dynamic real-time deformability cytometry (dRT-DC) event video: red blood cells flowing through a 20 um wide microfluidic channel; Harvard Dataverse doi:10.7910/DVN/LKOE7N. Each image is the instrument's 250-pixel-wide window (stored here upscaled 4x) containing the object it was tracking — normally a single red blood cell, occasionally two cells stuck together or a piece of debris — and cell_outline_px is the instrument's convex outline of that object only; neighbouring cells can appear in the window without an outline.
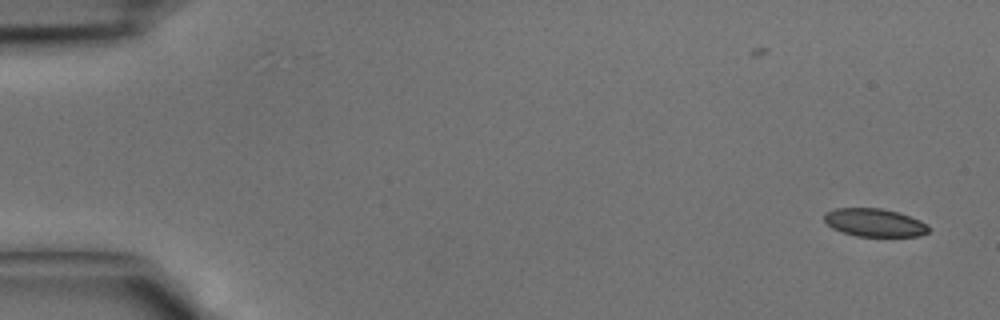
{"species": "common noctule bat (a hibernating species)", "species_latin": "Nyctalus noctula", "temperature_condition": "cold", "stored_images_in_passage": 42, "camera_frame_rate_fps": 3000, "um_per_image_px": 0.085, "animal": {"sex": "male", "body_mass_g": 15.6}, "frame": {"image": 1, "passage_image": 1, "time_ms": 0.0, "image_size_px": [1000, 320], "cell_outline_px": [[928, 232], [920, 236], [856, 236], [840, 232], [832, 228], [824, 220], [824, 212], [836, 208], [880, 208], [900, 212], [920, 220], [928, 224]], "centroid_in_image_um": [74.32, 18.91], "position_along_channel_um": 10.7, "area_um2": 17.22}}
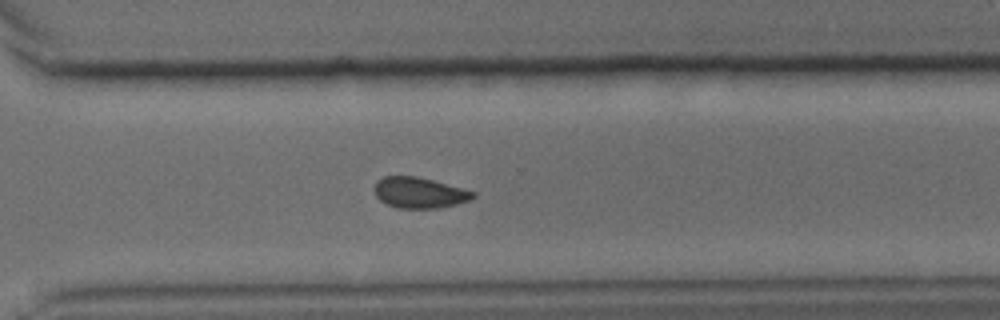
{"frame": {"image": 2, "passage_image": 30, "time_ms": 9.667, "image_size_px": [1000, 320], "cell_outline_px": [[476, 196], [468, 200], [456, 204], [436, 208], [396, 208], [380, 200], [376, 196], [372, 188], [376, 180], [384, 176], [416, 176], [432, 180], [476, 192]], "centroid_in_image_um": [35.59, 16.37], "position_along_channel_um": 335.0, "area_um2": 17.69}}
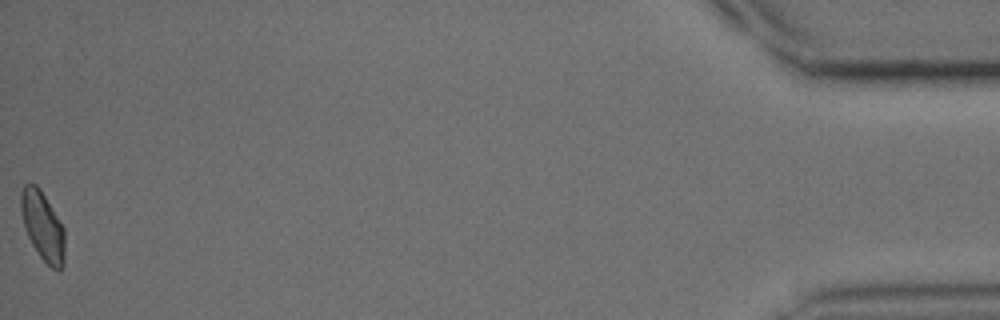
{"frame": {"image": 3, "passage_image": 42, "time_ms": 13.667, "image_size_px": [1000, 320], "cell_outline_px": [[64, 268], [60, 272], [52, 268], [40, 256], [32, 244], [28, 236], [24, 224], [20, 208], [20, 192], [24, 184], [36, 184], [40, 188], [64, 228]], "centroid_in_image_um": [3.63, 19.22], "position_along_channel_um": 431.6, "area_um2": 17.57}}